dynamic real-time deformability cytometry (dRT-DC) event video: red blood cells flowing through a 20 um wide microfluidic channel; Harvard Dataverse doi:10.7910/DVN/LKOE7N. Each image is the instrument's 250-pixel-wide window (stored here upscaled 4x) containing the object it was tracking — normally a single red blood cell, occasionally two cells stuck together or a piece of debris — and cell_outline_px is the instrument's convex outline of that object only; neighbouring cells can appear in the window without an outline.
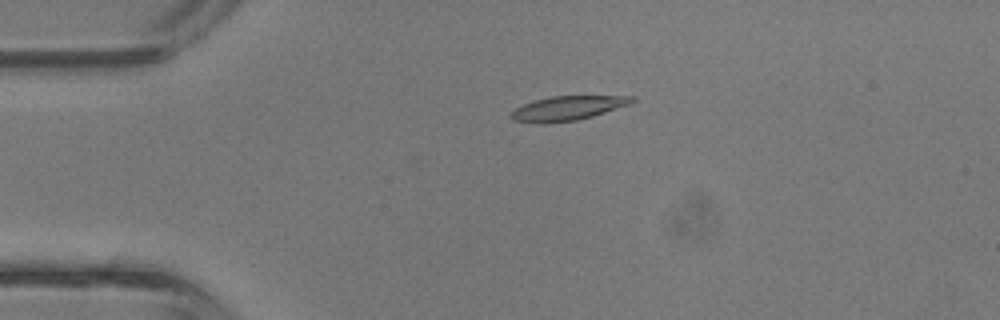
{"species": "common noctule bat (a hibernating species)", "species_latin": "Nyctalus noctula", "temperature_condition": "room temperature", "stored_images_in_passage": 4, "camera_frame_rate_fps": 3000, "um_per_image_px": 0.085, "animal": {"sex": "male", "body_mass_g": 13.3}, "frame": {"image": 1, "passage_image": 2, "time_ms": 0.333, "image_size_px": [1000, 320], "cell_outline_px": [[636, 100], [632, 104], [592, 116], [576, 120], [544, 124], [536, 124], [512, 120], [508, 116], [516, 108], [524, 104], [536, 100], [552, 96], [636, 96]], "centroid_in_image_um": [48.25, 9.21], "position_along_channel_um": 36.7, "area_um2": 17.28}}
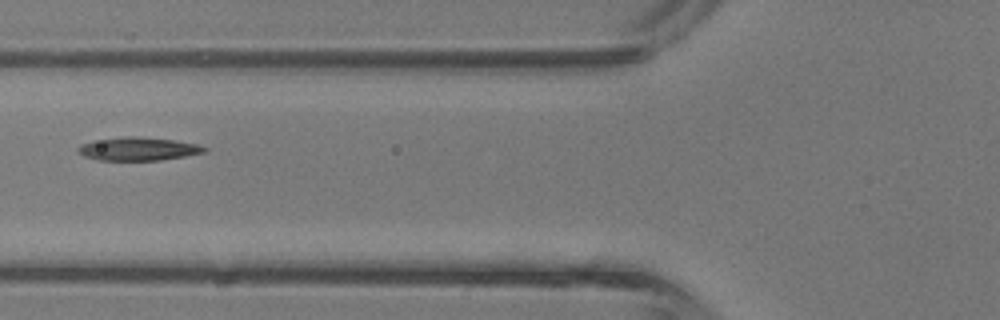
{"frame": {"image": 2, "passage_image": 4, "time_ms": 1.0, "image_size_px": [1000, 320], "cell_outline_px": [[208, 152], [160, 160], [100, 160], [84, 156], [76, 152], [76, 148], [80, 144], [92, 140], [124, 136], [140, 136], [176, 140], [200, 144], [208, 148]], "centroid_in_image_um": [11.75, 12.64], "position_along_channel_um": 114.1, "area_um2": 17.51}}